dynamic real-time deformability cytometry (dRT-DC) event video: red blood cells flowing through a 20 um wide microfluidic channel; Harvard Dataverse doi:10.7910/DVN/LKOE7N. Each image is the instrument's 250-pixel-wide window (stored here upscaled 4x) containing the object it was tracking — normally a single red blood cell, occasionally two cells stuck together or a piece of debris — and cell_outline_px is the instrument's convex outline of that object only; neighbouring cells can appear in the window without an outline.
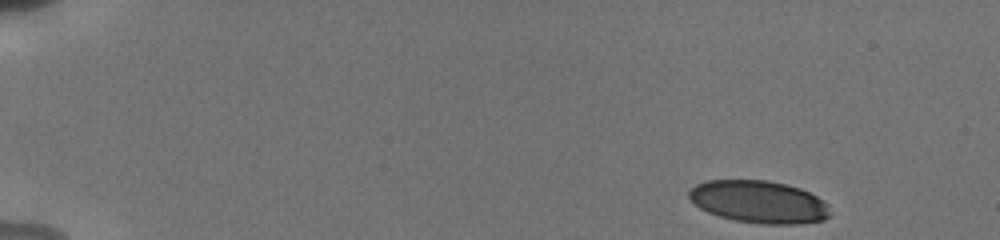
{"species": "human", "species_latin": "Homo sapiens", "temperature_condition": "cold", "stored_images_in_passage": 47, "camera_frame_rate_fps": 3000, "um_per_image_px": 0.085, "donor": {"sex": "male"}, "frame": {"image": 1, "passage_image": 1, "time_ms": 0.0, "image_size_px": [1000, 240], "cell_outline_px": [[832, 216], [824, 220], [800, 224], [760, 224], [736, 220], [720, 216], [708, 212], [700, 208], [688, 196], [688, 192], [696, 184], [704, 180], [768, 180], [788, 184], [800, 188], [824, 200], [828, 204]], "centroid_in_image_um": [64.55, 17.15], "position_along_channel_um": 20.5, "area_um2": 35.14}}
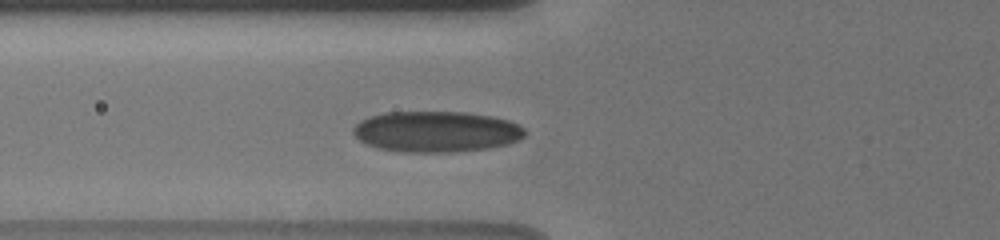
{"frame": {"image": 2, "passage_image": 17, "time_ms": 5.333, "image_size_px": [1000, 240], "cell_outline_px": [[524, 136], [520, 140], [508, 144], [488, 148], [448, 152], [400, 152], [380, 148], [368, 144], [360, 140], [352, 132], [352, 128], [360, 120], [384, 112], [464, 112], [492, 116], [508, 120], [524, 128]], "centroid_in_image_um": [37.08, 11.18], "position_along_channel_um": 88.7, "area_um2": 40.81}}
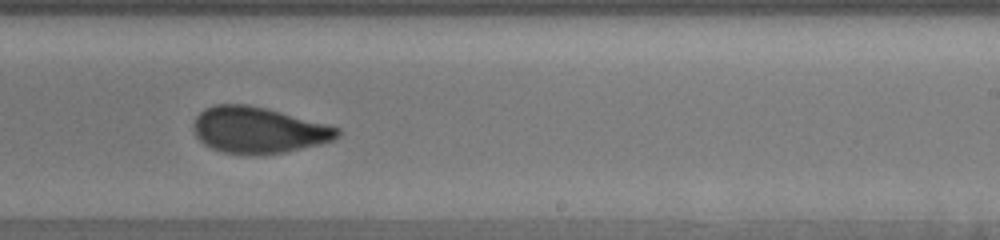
{"frame": {"image": 3, "passage_image": 29, "time_ms": 10.0, "image_size_px": [1000, 240], "cell_outline_px": [[340, 136], [336, 140], [320, 144], [284, 152], [252, 156], [248, 156], [224, 152], [212, 148], [204, 144], [196, 136], [192, 128], [196, 116], [204, 108], [212, 104], [248, 104], [280, 112], [340, 128]], "centroid_in_image_um": [21.94, 11.07], "position_along_channel_um": 267.1, "area_um2": 38.9}, "authors_computed_cell_mechanics": {"area_um2": 37.6856, "velocity_mm_per_s": 3.819, "shape_relaxation_time_tau1_ms": 6.1725, "shape_relaxation_time_tau2_ms": 0.9782, "deformation_change_tau1": 0.1559, "deformation_change_tau2": 0.0677}}